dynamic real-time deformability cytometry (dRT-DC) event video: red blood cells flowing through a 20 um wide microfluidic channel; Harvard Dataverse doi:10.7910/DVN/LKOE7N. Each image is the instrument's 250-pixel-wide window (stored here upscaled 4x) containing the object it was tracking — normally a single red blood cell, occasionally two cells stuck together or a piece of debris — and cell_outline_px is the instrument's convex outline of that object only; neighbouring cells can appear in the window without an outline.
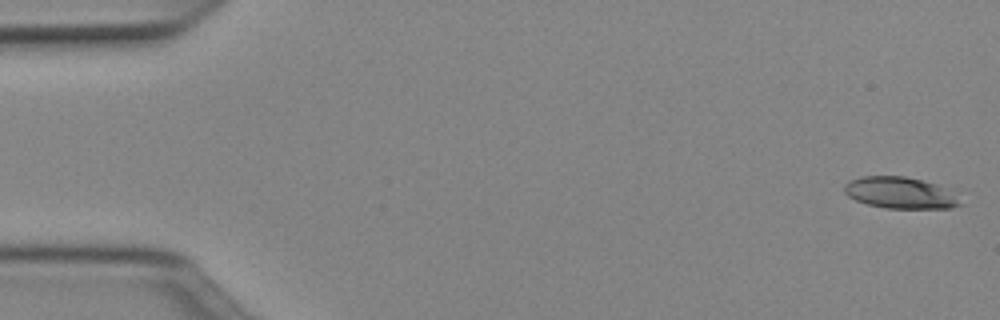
{"species": "Egyptian fruit bat (a non-hibernating species)", "species_latin": "Rousettus aegyptiacus", "temperature_condition": "cold", "stored_images_in_passage": 50, "camera_frame_rate_fps": 3000, "um_per_image_px": 0.085, "animal": {"sex": "female"}, "frame": {"image": 1, "passage_image": 1, "time_ms": 0.0, "image_size_px": [1000, 320], "cell_outline_px": [[964, 204], [952, 208], [884, 208], [868, 204], [856, 200], [848, 196], [844, 192], [844, 184], [848, 180], [860, 176], [904, 176], [936, 184]], "centroid_in_image_um": [76.42, 16.39], "position_along_channel_um": 8.6, "area_um2": 20.92}}
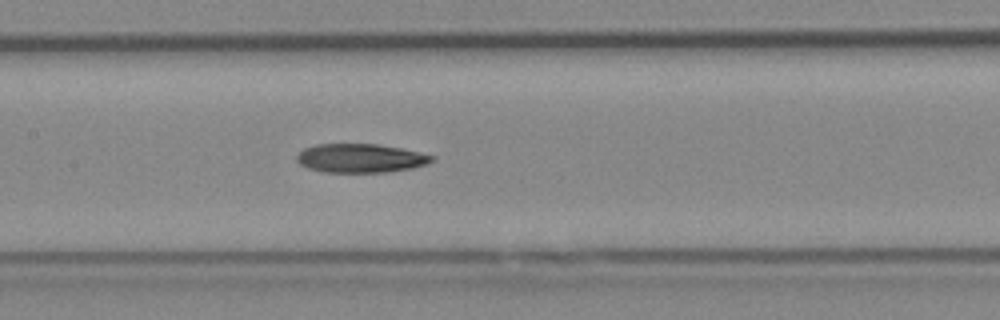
{"frame": {"image": 2, "passage_image": 24, "time_ms": 7.667, "image_size_px": [1000, 320], "cell_outline_px": [[436, 160], [428, 164], [412, 168], [388, 172], [324, 172], [308, 168], [300, 164], [296, 160], [296, 156], [304, 148], [316, 144], [376, 144], [400, 148], [436, 156]], "centroid_in_image_um": [30.67, 13.45], "position_along_channel_um": 176.7, "area_um2": 22.77}}
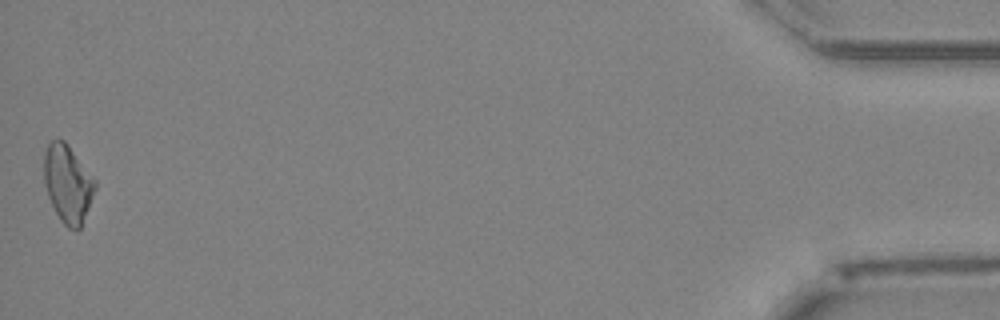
{"frame": {"image": 3, "passage_image": 50, "time_ms": 16.333, "image_size_px": [1000, 320], "cell_outline_px": [[96, 188], [80, 228], [68, 228], [60, 220], [48, 196], [44, 184], [44, 152], [48, 144], [52, 140], [64, 140], [96, 180]], "centroid_in_image_um": [5.75, 15.6], "position_along_channel_um": 429.5, "area_um2": 22.77}}